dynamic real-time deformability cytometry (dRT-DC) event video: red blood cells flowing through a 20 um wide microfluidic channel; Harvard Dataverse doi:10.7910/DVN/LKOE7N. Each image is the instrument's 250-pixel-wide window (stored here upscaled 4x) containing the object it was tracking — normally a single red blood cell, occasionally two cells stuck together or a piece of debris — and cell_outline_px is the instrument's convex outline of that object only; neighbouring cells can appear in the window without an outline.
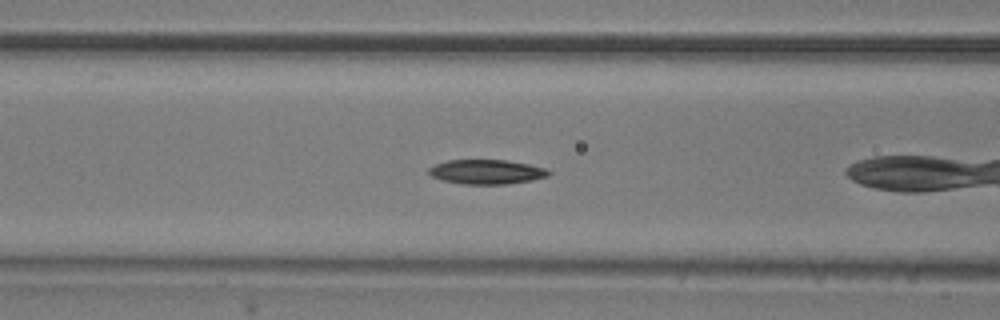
{"species": "common noctule bat (a hibernating species)", "species_latin": "Nyctalus noctula", "temperature_condition": "room temperature", "stored_images_in_passage": 24, "camera_frame_rate_fps": 3000, "um_per_image_px": 0.085, "animal": {"sex": "male", "body_mass_g": 20.5, "forearm_length_mm": 52.5}, "frame": {"image": 1, "passage_image": 6, "time_ms": 1.667, "image_size_px": [1000, 320], "cell_outline_px": [[552, 172], [548, 176], [532, 180], [508, 184], [464, 184], [444, 180], [432, 176], [428, 172], [428, 168], [436, 164], [448, 160], [508, 160], [528, 164], [544, 168]], "centroid_in_image_um": [41.38, 14.6], "position_along_channel_um": 125.2, "area_um2": 16.99}}
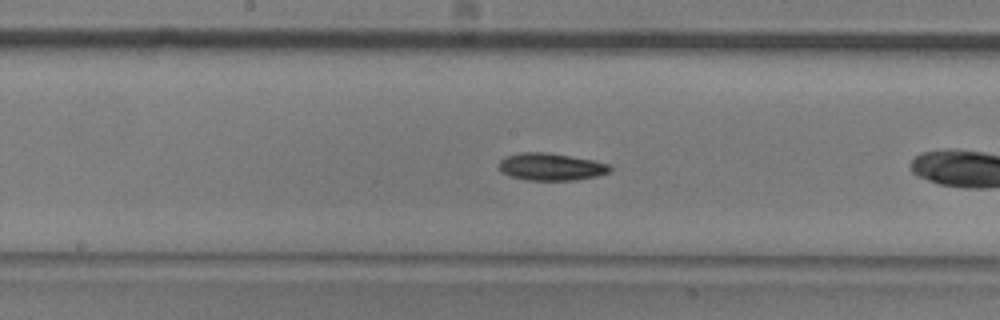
{"frame": {"image": 2, "passage_image": 12, "time_ms": 3.667, "image_size_px": [1000, 320], "cell_outline_px": [[612, 168], [608, 172], [596, 176], [576, 180], [524, 180], [508, 176], [500, 172], [500, 160], [504, 156], [520, 152], [544, 152], [592, 160], [608, 164]], "centroid_in_image_um": [46.77, 14.18], "position_along_channel_um": 201.4, "area_um2": 17.63}}
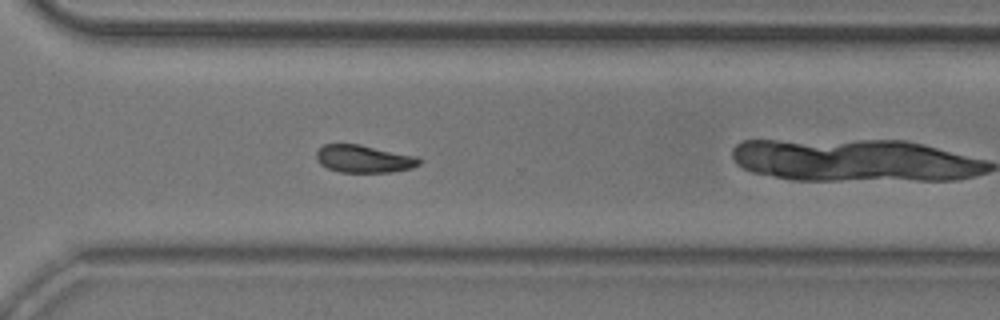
{"frame": {"image": 3, "passage_image": 23, "time_ms": 7.333, "image_size_px": [1000, 320], "cell_outline_px": [[420, 164], [412, 168], [392, 172], [340, 172], [328, 168], [320, 164], [316, 160], [316, 152], [324, 144], [360, 144], [416, 156], [420, 160]], "centroid_in_image_um": [30.91, 13.5], "position_along_channel_um": 339.7, "area_um2": 16.53}}